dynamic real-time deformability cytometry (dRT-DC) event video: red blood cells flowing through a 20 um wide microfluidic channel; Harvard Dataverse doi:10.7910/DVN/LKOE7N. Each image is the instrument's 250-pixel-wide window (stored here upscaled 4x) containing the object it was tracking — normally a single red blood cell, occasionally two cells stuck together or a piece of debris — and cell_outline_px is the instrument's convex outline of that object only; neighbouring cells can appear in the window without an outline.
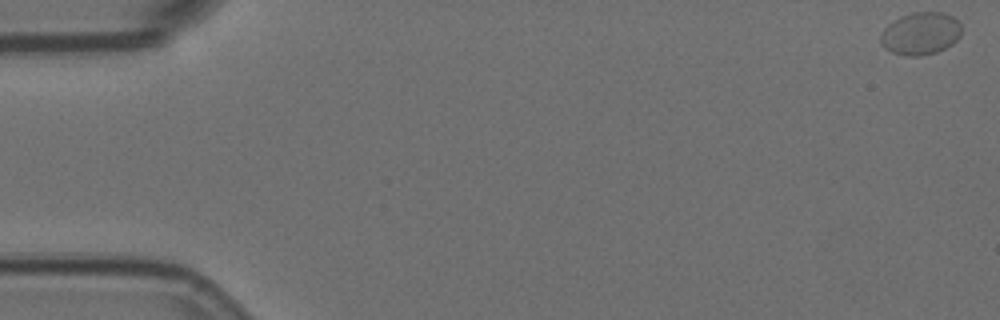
{"species": "Egyptian fruit bat (a non-hibernating species)", "species_latin": "Rousettus aegyptiacus", "temperature_condition": "room temperature", "stored_images_in_passage": 9, "camera_frame_rate_fps": 3000, "um_per_image_px": 0.085, "animal": {"sex": "female"}, "frame": {"image": 1, "passage_image": 1, "time_ms": 0.0, "image_size_px": [1000, 320], "cell_outline_px": [[960, 36], [952, 44], [936, 52], [916, 56], [908, 56], [892, 52], [884, 48], [880, 40], [880, 32], [892, 20], [900, 16], [912, 12], [940, 12], [952, 16], [960, 24]], "centroid_in_image_um": [78.21, 2.84], "position_along_channel_um": 6.8, "area_um2": 20.0}}